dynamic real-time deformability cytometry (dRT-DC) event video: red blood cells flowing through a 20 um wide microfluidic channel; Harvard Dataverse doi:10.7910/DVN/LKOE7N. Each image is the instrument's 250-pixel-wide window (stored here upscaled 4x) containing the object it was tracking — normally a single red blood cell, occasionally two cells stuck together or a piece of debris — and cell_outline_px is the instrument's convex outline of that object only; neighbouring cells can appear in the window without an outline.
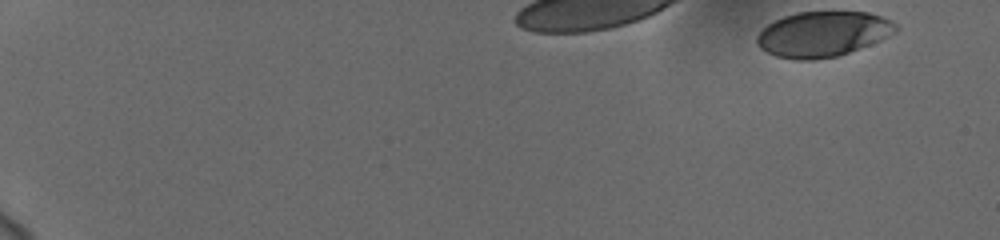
{"species": "human", "species_latin": "Homo sapiens", "temperature_condition": "cold", "stored_images_in_passage": 39, "camera_frame_rate_fps": 3000, "um_per_image_px": 0.085, "donor": {"sex": "female"}, "frame": {"image": 1, "passage_image": 1, "time_ms": 0.0, "image_size_px": [1000, 240], "cell_outline_px": [[900, 28], [896, 32], [880, 40], [848, 52], [836, 56], [816, 60], [796, 60], [776, 56], [760, 48], [756, 44], [756, 36], [768, 24], [784, 16], [796, 12], [868, 12], [892, 20]], "centroid_in_image_um": [69.94, 2.89], "position_along_channel_um": 15.1, "area_um2": 36.59}}
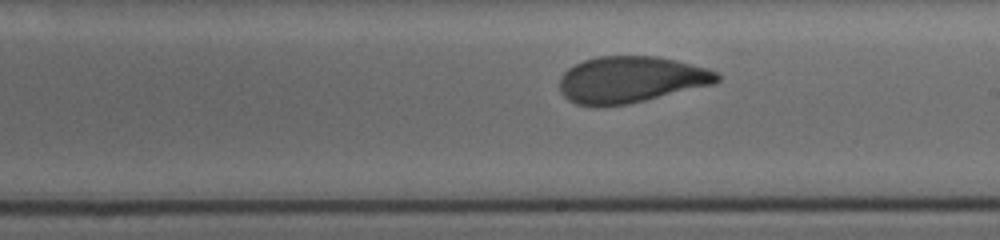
{"frame": {"image": 2, "passage_image": 25, "time_ms": 8.0, "image_size_px": [1000, 240], "cell_outline_px": [[720, 80], [716, 84], [628, 104], [596, 108], [576, 104], [568, 100], [560, 92], [560, 76], [568, 68], [584, 60], [596, 56], [656, 56], [676, 60], [708, 68], [720, 72]], "centroid_in_image_um": [53.63, 6.78], "position_along_channel_um": 235.4, "area_um2": 43.29}}
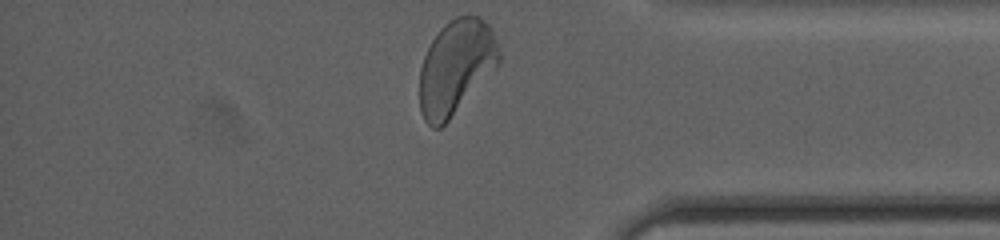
{"frame": {"image": 3, "passage_image": 39, "time_ms": 12.667, "image_size_px": [1000, 240], "cell_outline_px": [[500, 60], [448, 120], [440, 128], [432, 128], [424, 120], [420, 112], [420, 68], [424, 56], [432, 40], [440, 28], [444, 24], [456, 16], [480, 16], [488, 24], [500, 44]], "centroid_in_image_um": [38.73, 5.66], "position_along_channel_um": 396.5, "area_um2": 43.0}, "authors_computed_cell_mechanics": {"area_um2": 43.2922, "velocity_mm_per_s": 3.67, "shape_relaxation_time_tau1_ms": null, "shape_relaxation_time_tau2_ms": 1.1257, "deformation_change_tau1": null, "deformation_change_tau2": 0.0774}}